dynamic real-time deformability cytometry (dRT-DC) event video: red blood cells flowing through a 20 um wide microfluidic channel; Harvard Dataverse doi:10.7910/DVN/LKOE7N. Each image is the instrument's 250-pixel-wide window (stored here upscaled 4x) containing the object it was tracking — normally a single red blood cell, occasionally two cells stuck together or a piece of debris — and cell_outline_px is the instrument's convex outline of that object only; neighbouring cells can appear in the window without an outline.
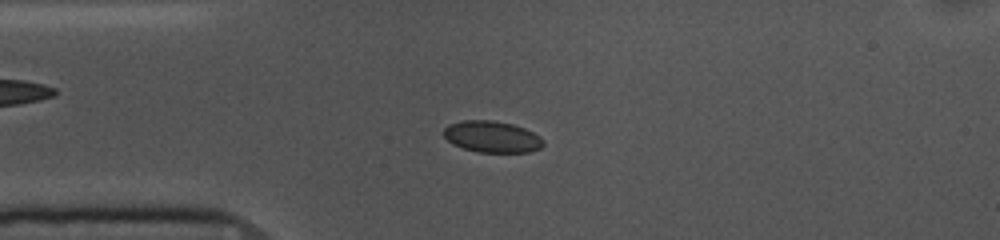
{"species": "common noctule bat (a hibernating species)", "species_latin": "Nyctalus noctula", "temperature_condition": "cold", "stored_images_in_passage": 54, "camera_frame_rate_fps": 3000, "um_per_image_px": 0.085, "animal": {"sex": "female", "body_mass_g": 10.0, "forearm_length_mm": 53.1}, "frame": {"image": 1, "passage_image": 12, "time_ms": 3.667, "image_size_px": [1000, 240], "cell_outline_px": [[544, 144], [540, 148], [528, 152], [476, 152], [452, 144], [444, 136], [444, 128], [448, 124], [460, 120], [492, 120], [512, 124], [524, 128], [540, 136], [544, 140]], "centroid_in_image_um": [41.81, 11.62], "position_along_channel_um": 43.2, "area_um2": 18.32}}
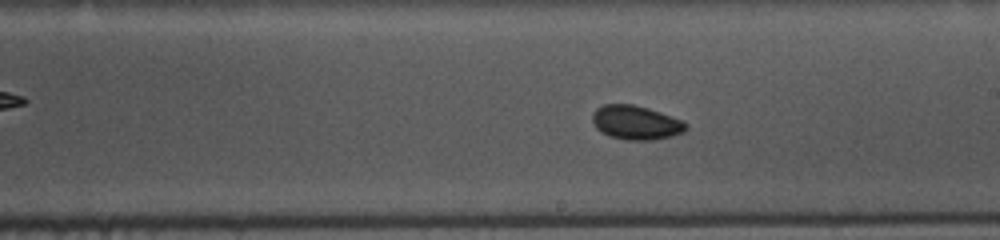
{"frame": {"image": 2, "passage_image": 29, "time_ms": 9.333, "image_size_px": [1000, 240], "cell_outline_px": [[688, 128], [684, 132], [672, 136], [652, 140], [628, 140], [608, 136], [600, 132], [596, 128], [592, 120], [592, 112], [596, 108], [604, 104], [632, 104], [648, 108], [660, 112], [680, 120], [688, 124]], "centroid_in_image_um": [54.02, 10.42], "position_along_channel_um": 235.0, "area_um2": 18.67}}
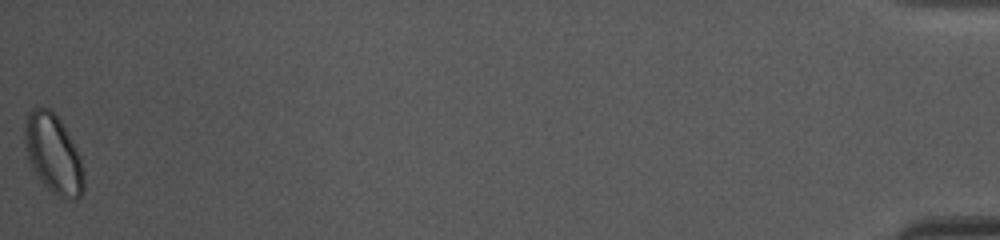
{"frame": {"image": 3, "passage_image": 54, "time_ms": 17.667, "image_size_px": [1000, 240], "cell_outline_px": [[84, 188], [80, 196], [72, 200], [64, 200], [52, 192], [36, 176], [32, 168], [24, 144], [24, 128], [28, 112], [32, 108], [48, 108], [60, 120], [72, 140], [80, 156], [84, 172]], "centroid_in_image_um": [4.54, 13.11], "position_along_channel_um": 430.7, "area_um2": 27.22}, "authors_computed_cell_mechanics": {"area_um2": 18.207, "velocity_mm_per_s": 3.6041, "shape_relaxation_time_tau1_ms": null, "shape_relaxation_time_tau2_ms": 5.7295, "deformation_change_tau1": null, "deformation_change_tau2": 0.0533}}